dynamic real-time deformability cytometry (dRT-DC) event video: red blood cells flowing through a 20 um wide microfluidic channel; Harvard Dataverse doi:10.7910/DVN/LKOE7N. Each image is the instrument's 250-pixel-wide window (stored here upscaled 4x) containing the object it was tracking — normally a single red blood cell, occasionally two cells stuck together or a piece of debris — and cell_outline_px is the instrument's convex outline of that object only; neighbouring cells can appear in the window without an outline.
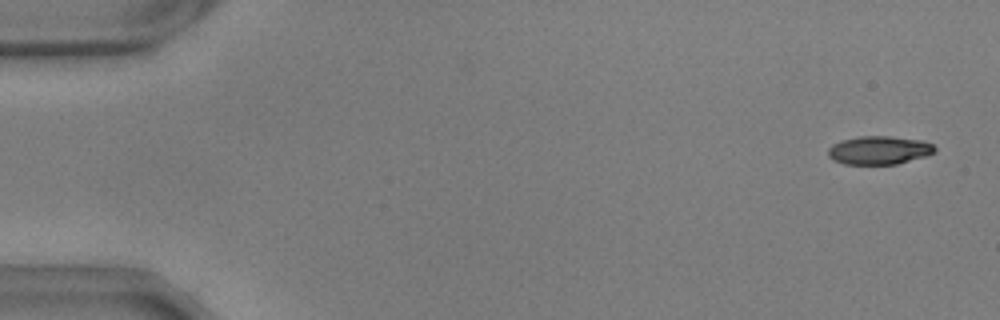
{"species": "common noctule bat (a hibernating species)", "species_latin": "Nyctalus noctula", "temperature_condition": "warm", "stored_images_in_passage": 17, "camera_frame_rate_fps": 3000, "um_per_image_px": 0.085, "animal": {"sex": "male", "body_mass_g": 17.9, "forearm_length_mm": 54.2}, "frame": {"image": 1, "passage_image": 3, "time_ms": 0.667, "image_size_px": [1000, 320], "cell_outline_px": [[936, 152], [924, 156], [896, 164], [844, 164], [832, 160], [828, 156], [828, 148], [832, 144], [840, 140], [860, 136], [892, 136], [924, 140], [932, 144], [936, 148]], "centroid_in_image_um": [74.7, 12.76], "position_along_channel_um": 10.3, "area_um2": 17.8}}